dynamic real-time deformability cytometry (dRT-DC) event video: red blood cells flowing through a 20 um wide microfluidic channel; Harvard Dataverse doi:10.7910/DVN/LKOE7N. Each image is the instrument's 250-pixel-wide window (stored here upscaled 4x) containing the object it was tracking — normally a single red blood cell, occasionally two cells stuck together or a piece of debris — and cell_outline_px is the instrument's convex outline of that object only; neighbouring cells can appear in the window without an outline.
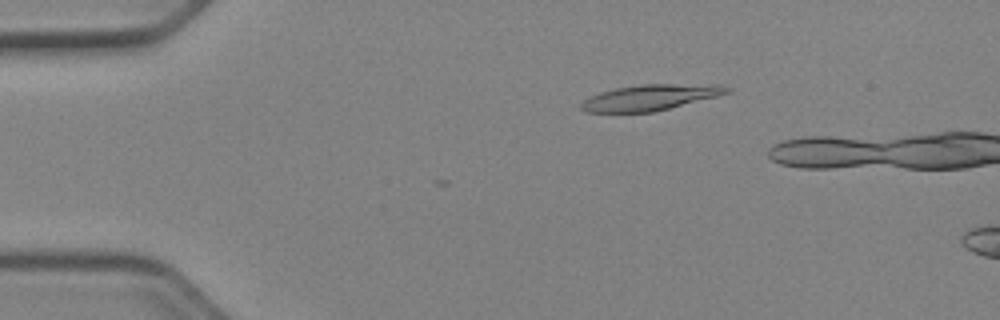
{"species": "Egyptian fruit bat (a non-hibernating species)", "species_latin": "Rousettus aegyptiacus", "temperature_condition": "cold", "stored_images_in_passage": 12, "camera_frame_rate_fps": 3000, "um_per_image_px": 0.085, "animal": {"sex": "female"}, "frame": {"image": 1, "passage_image": 9, "time_ms": 2.667, "image_size_px": [1000, 320], "cell_outline_px": [[732, 88], [728, 92], [716, 96], [652, 112], [588, 112], [580, 108], [580, 104], [584, 100], [600, 92], [616, 88], [640, 84], [720, 84]], "centroid_in_image_um": [55.27, 8.27], "position_along_channel_um": 29.7, "area_um2": 21.62}}